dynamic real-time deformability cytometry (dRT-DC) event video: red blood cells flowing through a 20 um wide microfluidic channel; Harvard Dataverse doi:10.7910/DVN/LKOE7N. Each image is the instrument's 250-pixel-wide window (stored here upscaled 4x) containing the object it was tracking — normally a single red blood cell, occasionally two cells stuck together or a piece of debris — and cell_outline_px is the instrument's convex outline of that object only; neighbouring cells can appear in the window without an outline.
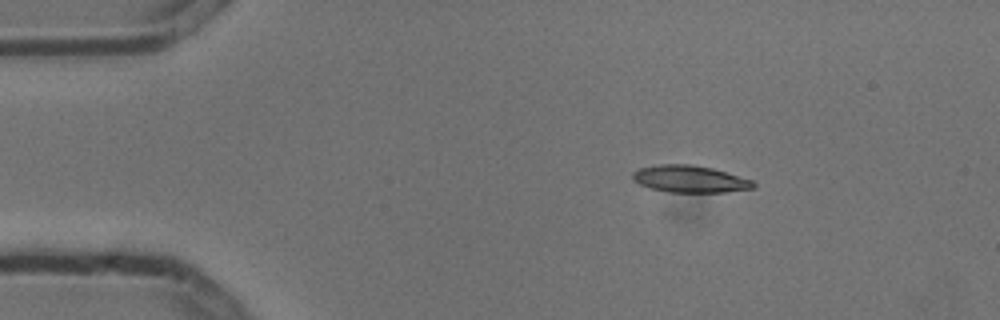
{"species": "common noctule bat (a hibernating species)", "species_latin": "Nyctalus noctula", "temperature_condition": "cold", "stored_images_in_passage": 4, "camera_frame_rate_fps": 3000, "um_per_image_px": 0.085, "animal": {"sex": "male", "body_mass_g": 13.3}, "frame": {"image": 1, "passage_image": 2, "time_ms": 0.333, "image_size_px": [1000, 320], "cell_outline_px": [[756, 188], [724, 192], [668, 192], [648, 188], [632, 180], [632, 172], [640, 168], [660, 164], [692, 164], [712, 168], [752, 180], [756, 184]], "centroid_in_image_um": [58.62, 15.22], "position_along_channel_um": 26.4, "area_um2": 19.07}}